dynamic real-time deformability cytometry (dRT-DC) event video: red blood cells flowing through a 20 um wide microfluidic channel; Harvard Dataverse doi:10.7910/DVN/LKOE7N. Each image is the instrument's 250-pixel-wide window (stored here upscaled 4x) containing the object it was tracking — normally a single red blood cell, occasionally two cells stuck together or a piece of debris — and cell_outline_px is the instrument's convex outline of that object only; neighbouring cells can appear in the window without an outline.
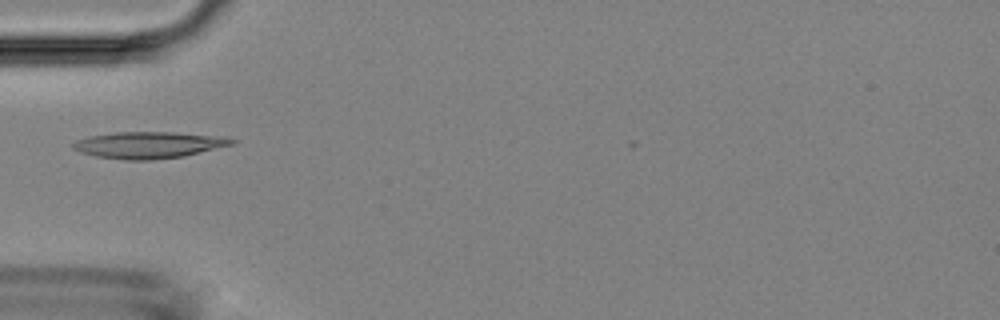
{"species": "Egyptian fruit bat (a non-hibernating species)", "species_latin": "Rousettus aegyptiacus", "temperature_condition": "room temperature", "stored_images_in_passage": 5, "camera_frame_rate_fps": 3000, "um_per_image_px": 0.085, "animal": {"sex": "female"}, "frame": {"image": 1, "passage_image": 5, "time_ms": 4.667, "image_size_px": [1000, 320], "cell_outline_px": [[236, 144], [184, 156], [152, 160], [124, 160], [96, 156], [80, 152], [72, 148], [72, 144], [76, 140], [88, 136], [116, 132], [172, 132], [228, 136], [236, 140]], "centroid_in_image_um": [12.7, 12.31], "position_along_channel_um": 72.3, "area_um2": 24.91}}